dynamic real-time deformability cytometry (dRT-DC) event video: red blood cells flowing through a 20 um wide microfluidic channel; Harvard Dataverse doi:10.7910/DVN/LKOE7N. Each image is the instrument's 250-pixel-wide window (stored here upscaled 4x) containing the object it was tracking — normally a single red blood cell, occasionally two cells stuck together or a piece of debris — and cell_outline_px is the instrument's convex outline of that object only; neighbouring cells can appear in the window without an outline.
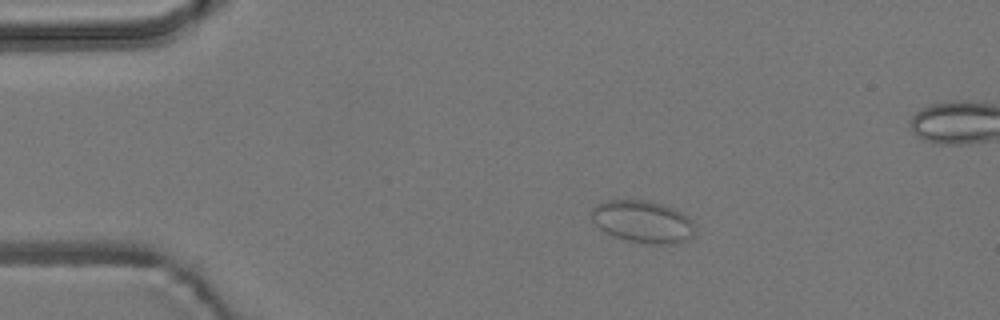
{"species": "common noctule bat (a hibernating species)", "species_latin": "Nyctalus noctula", "temperature_condition": "room temperature", "stored_images_in_passage": 43, "camera_frame_rate_fps": 3000, "um_per_image_px": 0.085, "animal": {"sex": "male", "body_mass_g": 19.2, "forearm_length_mm": 51.8}, "frame": {"image": 1, "passage_image": 1, "time_ms": 0.0, "image_size_px": [1000, 320], "cell_outline_px": [[692, 236], [688, 240], [680, 244], [652, 244], [628, 240], [612, 236], [604, 232], [592, 220], [592, 208], [596, 204], [604, 200], [644, 200], [664, 204], [680, 212], [692, 220]], "centroid_in_image_um": [54.61, 18.84], "position_along_channel_um": 30.4, "area_um2": 25.43}}
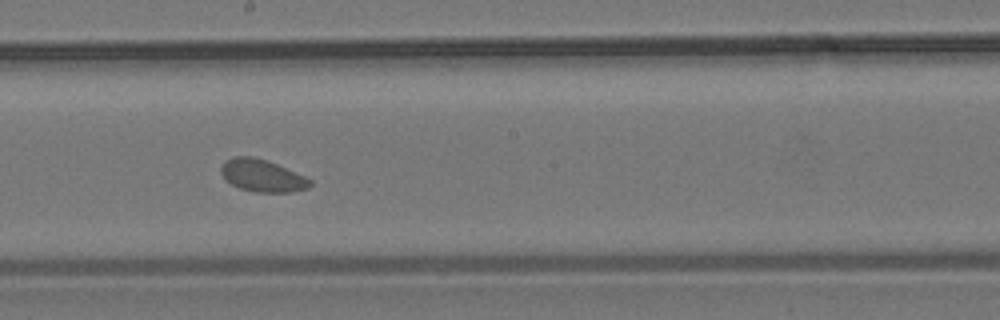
{"frame": {"image": 2, "passage_image": 21, "time_ms": 6.667, "image_size_px": [1000, 320], "cell_outline_px": [[312, 184], [308, 188], [292, 192], [256, 192], [240, 188], [232, 184], [220, 172], [220, 168], [224, 160], [232, 156], [252, 156], [268, 160], [304, 176], [312, 180]], "centroid_in_image_um": [22.28, 14.91], "position_along_channel_um": 225.9, "area_um2": 16.76}}
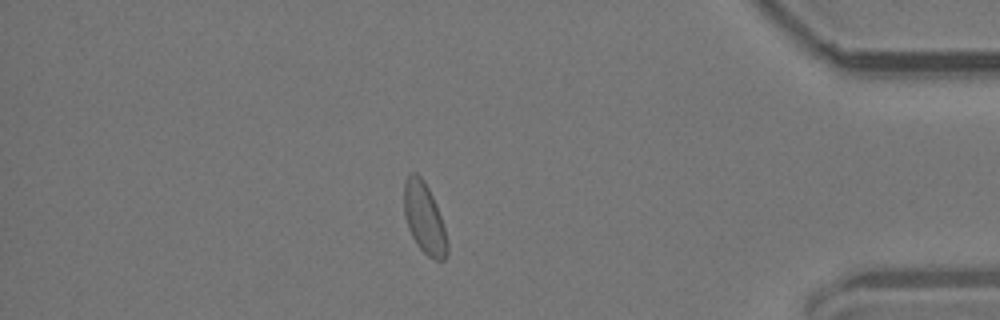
{"frame": {"image": 3, "passage_image": 38, "time_ms": 12.333, "image_size_px": [1000, 320], "cell_outline_px": [[448, 252], [444, 260], [436, 260], [428, 256], [416, 244], [408, 228], [404, 212], [404, 180], [412, 172], [416, 172], [424, 180], [436, 204], [448, 240]], "centroid_in_image_um": [36.06, 18.55], "position_along_channel_um": 399.1, "area_um2": 17.8}}